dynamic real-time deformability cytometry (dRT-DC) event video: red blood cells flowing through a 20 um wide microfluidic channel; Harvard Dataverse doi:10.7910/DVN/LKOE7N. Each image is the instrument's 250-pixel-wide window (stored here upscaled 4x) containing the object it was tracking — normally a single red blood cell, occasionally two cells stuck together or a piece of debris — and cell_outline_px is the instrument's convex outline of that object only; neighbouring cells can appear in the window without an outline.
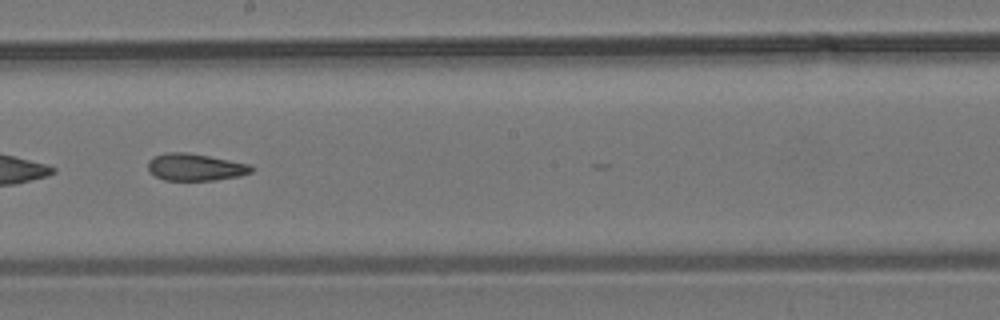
{"species": "common noctule bat (a hibernating species)", "species_latin": "Nyctalus noctula", "temperature_condition": "room temperature", "stored_images_in_passage": 29, "camera_frame_rate_fps": 3000, "um_per_image_px": 0.085, "animal": {"sex": "male", "body_mass_g": 19.2, "forearm_length_mm": 51.8}, "frame": {"image": 1, "passage_image": 21, "time_ms": 6.667, "image_size_px": [1000, 320], "cell_outline_px": [[256, 168], [252, 172], [240, 176], [216, 180], [164, 180], [156, 176], [148, 168], [148, 160], [152, 156], [164, 152], [188, 152], [248, 164]], "centroid_in_image_um": [16.59, 14.2], "position_along_channel_um": 231.6, "area_um2": 16.36}}